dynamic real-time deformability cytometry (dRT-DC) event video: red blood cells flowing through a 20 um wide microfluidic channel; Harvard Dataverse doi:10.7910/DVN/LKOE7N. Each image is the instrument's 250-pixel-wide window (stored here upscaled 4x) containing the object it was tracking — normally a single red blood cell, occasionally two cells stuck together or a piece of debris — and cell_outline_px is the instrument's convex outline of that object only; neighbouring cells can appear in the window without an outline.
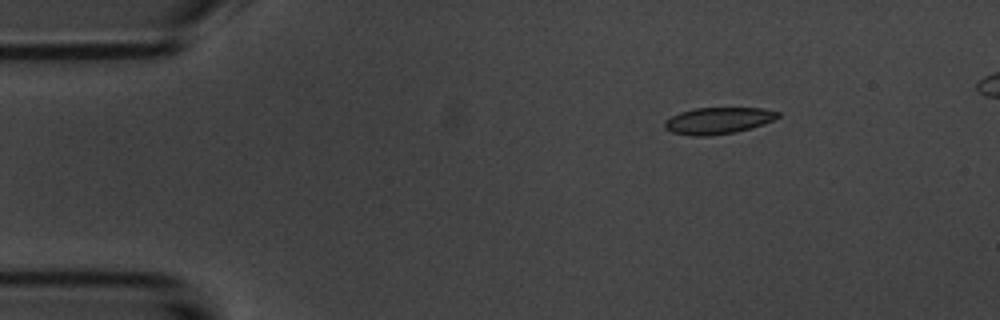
{"species": "common noctule bat (a hibernating species)", "species_latin": "Nyctalus noctula", "temperature_condition": "room temperature", "stored_images_in_passage": 6, "segment_of_instrument_passage": [1, 2], "camera_frame_rate_fps": 3000, "um_per_image_px": 0.085, "animal": {"sex": "male", "body_mass_g": 20.1, "forearm_length_mm": 53.5}, "frame": {"image": 1, "passage_image": 3, "time_ms": 2.333, "image_size_px": [1000, 320], "cell_outline_px": [[780, 116], [764, 124], [752, 128], [736, 132], [708, 136], [692, 136], [672, 132], [664, 128], [664, 120], [680, 112], [692, 108], [764, 108], [780, 112]], "centroid_in_image_um": [61.03, 10.25], "position_along_channel_um": 24.0, "area_um2": 17.69}}